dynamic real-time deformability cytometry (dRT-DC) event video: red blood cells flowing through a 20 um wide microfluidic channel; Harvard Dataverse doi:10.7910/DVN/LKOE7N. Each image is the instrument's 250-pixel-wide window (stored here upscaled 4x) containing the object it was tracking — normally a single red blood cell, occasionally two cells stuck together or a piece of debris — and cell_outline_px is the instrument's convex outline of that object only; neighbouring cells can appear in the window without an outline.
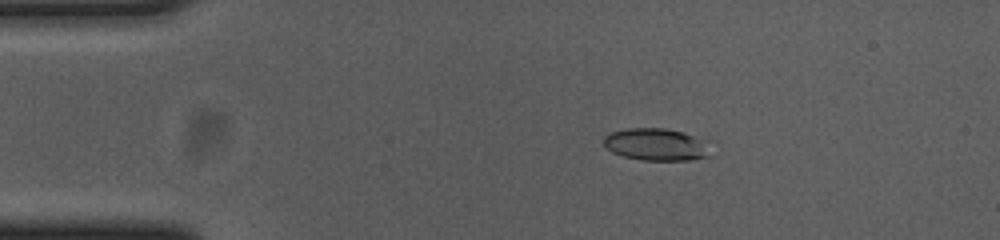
{"species": "common noctule bat (a hibernating species)", "species_latin": "Nyctalus noctula", "temperature_condition": "cold", "stored_images_in_passage": 46, "camera_frame_rate_fps": 3000, "um_per_image_px": 0.085, "animal": {"sex": "female", "body_mass_g": 23.0, "forearm_length_mm": 53.4}, "frame": {"image": 1, "passage_image": 1, "time_ms": 0.0, "image_size_px": [1000, 240], "cell_outline_px": [[716, 156], [692, 160], [640, 160], [624, 156], [612, 152], [604, 148], [604, 136], [612, 132], [624, 128], [664, 128], [684, 132], [716, 140]], "centroid_in_image_um": [56.04, 12.28], "position_along_channel_um": 29.0, "area_um2": 21.56}}
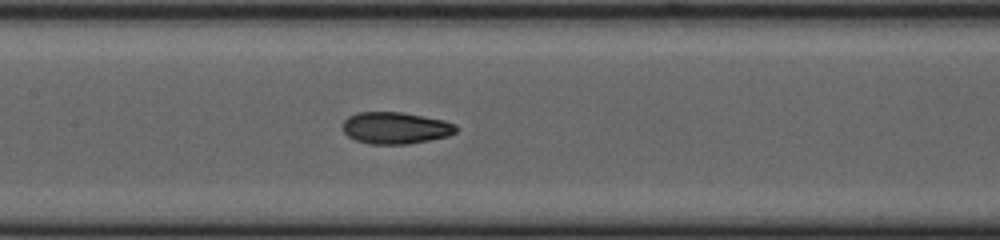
{"frame": {"image": 2, "passage_image": 17, "time_ms": 5.333, "image_size_px": [1000, 240], "cell_outline_px": [[460, 128], [456, 132], [448, 136], [408, 144], [372, 144], [356, 140], [348, 136], [344, 132], [344, 120], [348, 116], [356, 112], [400, 112], [444, 120], [456, 124]], "centroid_in_image_um": [33.64, 10.87], "position_along_channel_um": 173.8, "area_um2": 20.98}}
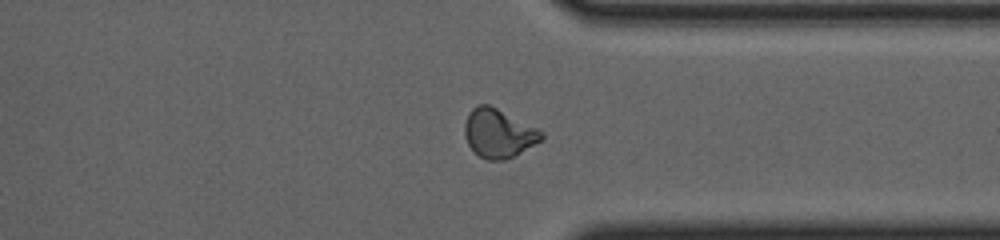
{"frame": {"image": 3, "passage_image": 33, "time_ms": 10.667, "image_size_px": [1000, 240], "cell_outline_px": [[544, 136], [540, 140], [520, 152], [504, 160], [488, 160], [480, 156], [468, 144], [464, 136], [464, 124], [468, 112], [476, 104], [488, 104], [540, 128], [544, 132]], "centroid_in_image_um": [42.36, 11.29], "position_along_channel_um": 369.0, "area_um2": 21.79}, "authors_computed_cell_mechanics": {"area_um2": 21.0392, "velocity_mm_per_s": 3.6979, "shape_relaxation_time_tau1_ms": null, "shape_relaxation_time_tau2_ms": 2.1984, "deformation_change_tau1": null, "deformation_change_tau2": 0.0673}}